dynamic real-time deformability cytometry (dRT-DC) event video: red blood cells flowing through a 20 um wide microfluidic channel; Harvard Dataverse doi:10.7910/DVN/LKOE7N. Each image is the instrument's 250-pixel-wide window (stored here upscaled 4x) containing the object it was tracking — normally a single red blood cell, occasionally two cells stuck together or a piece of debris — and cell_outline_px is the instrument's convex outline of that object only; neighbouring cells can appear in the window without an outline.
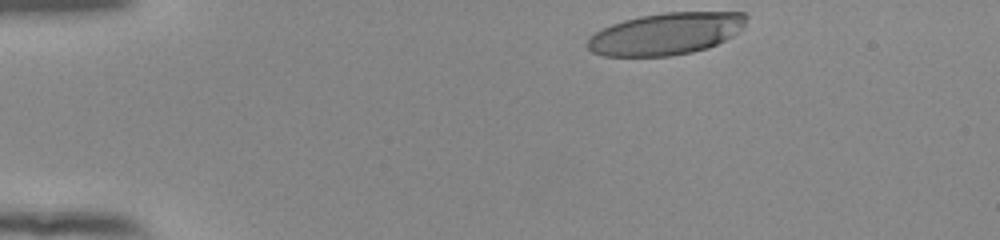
{"species": "human", "species_latin": "Homo sapiens", "temperature_condition": "room temperature", "stored_images_in_passage": 37, "camera_frame_rate_fps": 3000, "um_per_image_px": 0.085, "donor": {"sex": "female"}, "frame": {"image": 1, "passage_image": 1, "time_ms": 0.0, "image_size_px": [1000, 240], "cell_outline_px": [[748, 16], [744, 28], [732, 36], [708, 48], [692, 52], [668, 56], [604, 56], [592, 52], [588, 48], [588, 36], [612, 24], [624, 20], [640, 16], [664, 12], [744, 12]], "centroid_in_image_um": [56.63, 2.86], "position_along_channel_um": 28.4, "area_um2": 38.9}}
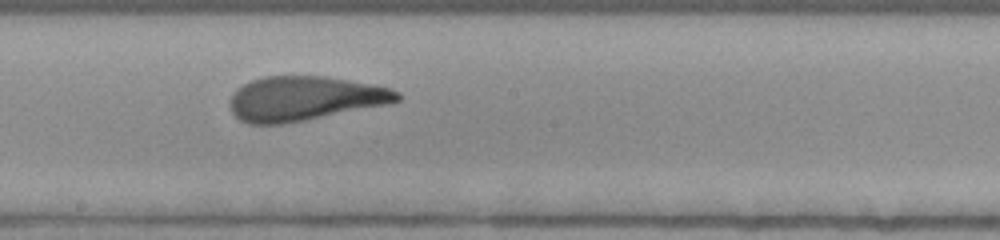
{"frame": {"image": 2, "passage_image": 22, "time_ms": 7.0, "image_size_px": [1000, 240], "cell_outline_px": [[400, 100], [388, 104], [284, 124], [248, 124], [240, 120], [232, 112], [232, 96], [236, 88], [252, 80], [264, 76], [324, 76], [348, 80], [388, 88], [400, 92]], "centroid_in_image_um": [25.87, 8.37], "position_along_channel_um": 222.3, "area_um2": 42.83}}
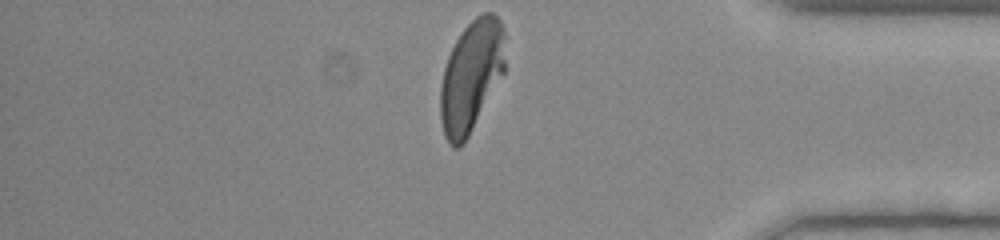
{"frame": {"image": 3, "passage_image": 37, "time_ms": 12.0, "image_size_px": [1000, 240], "cell_outline_px": [[504, 72], [464, 144], [460, 148], [452, 148], [448, 144], [444, 136], [440, 120], [440, 88], [444, 68], [448, 56], [456, 40], [464, 28], [480, 12], [492, 12], [500, 20], [504, 32]], "centroid_in_image_um": [40.03, 6.5], "position_along_channel_um": 395.2, "area_um2": 42.14}, "authors_computed_cell_mechanics": {"area_um2": 43.5812, "velocity_mm_per_s": 3.8925, "shape_relaxation_time_tau1_ms": 6.252, "shape_relaxation_time_tau2_ms": 1.1043, "deformation_change_tau1": 0.2738, "deformation_change_tau2": 0.0914}}